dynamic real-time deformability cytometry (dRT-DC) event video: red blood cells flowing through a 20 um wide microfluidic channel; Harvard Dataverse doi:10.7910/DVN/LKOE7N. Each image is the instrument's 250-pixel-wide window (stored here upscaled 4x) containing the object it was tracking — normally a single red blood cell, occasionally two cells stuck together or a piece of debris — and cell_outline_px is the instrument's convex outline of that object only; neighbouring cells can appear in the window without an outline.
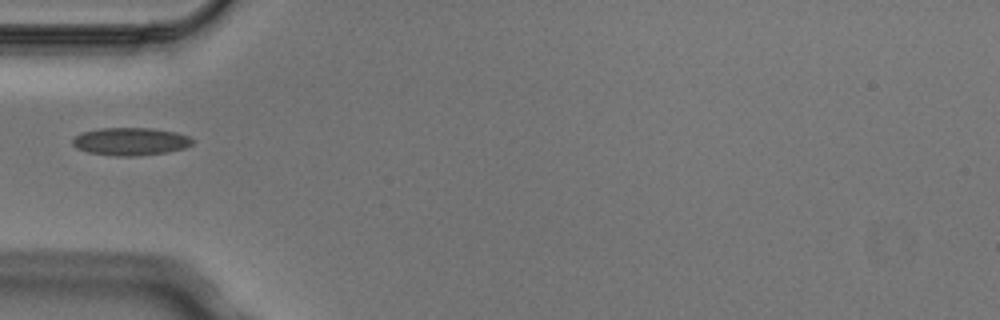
{"species": "Egyptian fruit bat (a non-hibernating species)", "species_latin": "Rousettus aegyptiacus", "temperature_condition": "cold", "stored_images_in_passage": 1, "camera_frame_rate_fps": 3000, "um_per_image_px": 0.085, "animal": {"sex": "male"}, "frame": {"image": 1, "passage_image": 1, "time_ms": 0.0, "image_size_px": [1000, 320], "cell_outline_px": [[196, 140], [192, 144], [184, 148], [168, 152], [136, 156], [116, 156], [88, 152], [76, 148], [72, 144], [72, 140], [76, 136], [84, 132], [100, 128], [152, 128], [176, 132], [188, 136]], "centroid_in_image_um": [11.12, 12.03], "position_along_channel_um": 73.9, "area_um2": 19.42}}